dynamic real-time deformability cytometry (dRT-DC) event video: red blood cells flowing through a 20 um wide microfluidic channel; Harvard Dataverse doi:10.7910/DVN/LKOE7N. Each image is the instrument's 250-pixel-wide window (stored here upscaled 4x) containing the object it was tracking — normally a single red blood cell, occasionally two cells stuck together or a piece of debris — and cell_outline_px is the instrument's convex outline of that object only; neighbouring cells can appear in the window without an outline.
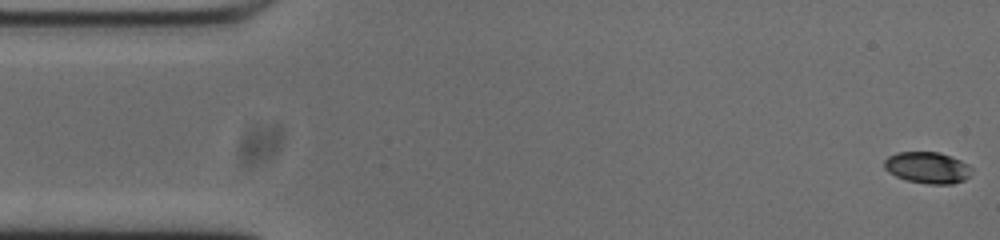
{"species": "common noctule bat (a hibernating species)", "species_latin": "Nyctalus noctula", "temperature_condition": "cold", "stored_images_in_passage": 54, "camera_frame_rate_fps": 3000, "um_per_image_px": 0.085, "animal": {"sex": "male", "body_mass_g": 20.0, "forearm_length_mm": 53.3}, "frame": {"image": 1, "passage_image": 1, "time_ms": 0.0, "image_size_px": [1000, 240], "cell_outline_px": [[972, 168], [968, 176], [964, 180], [952, 184], [928, 184], [908, 180], [896, 176], [888, 172], [884, 168], [884, 160], [888, 156], [896, 152], [940, 152], [952, 156], [968, 164]], "centroid_in_image_um": [78.82, 14.24], "position_along_channel_um": 6.2, "area_um2": 16.07}}
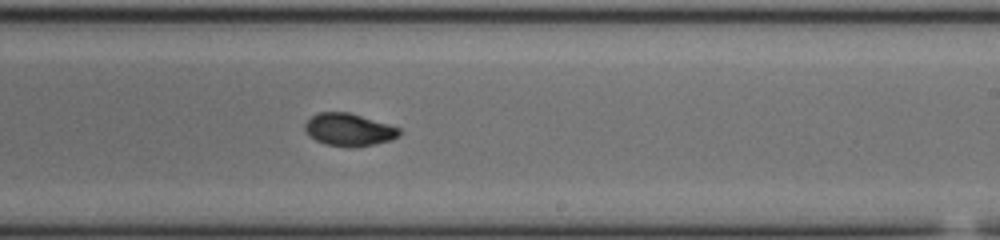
{"frame": {"image": 2, "passage_image": 31, "time_ms": 10.0, "image_size_px": [1000, 240], "cell_outline_px": [[404, 132], [400, 136], [392, 140], [356, 148], [352, 148], [324, 144], [308, 136], [304, 128], [304, 124], [312, 116], [320, 112], [348, 112], [388, 124], [400, 128]], "centroid_in_image_um": [29.68, 11.04], "position_along_channel_um": 259.3, "area_um2": 18.15}}
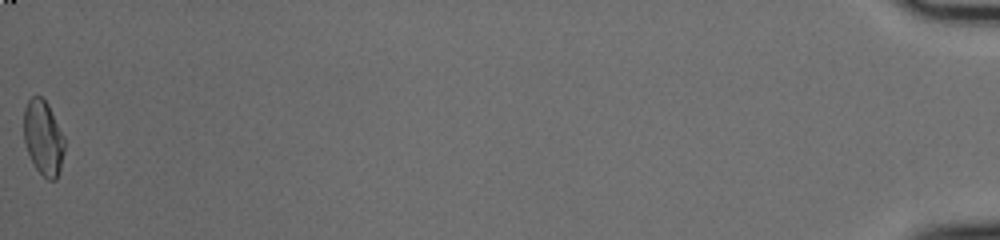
{"frame": {"image": 3, "passage_image": 54, "time_ms": 17.667, "image_size_px": [1000, 240], "cell_outline_px": [[64, 152], [60, 168], [56, 180], [48, 180], [36, 168], [28, 152], [24, 140], [24, 108], [28, 100], [32, 96], [40, 96], [48, 104], [64, 136]], "centroid_in_image_um": [3.68, 11.7], "position_along_channel_um": 431.5, "area_um2": 17.57}, "authors_computed_cell_mechanics": {"area_um2": 17.5712, "velocity_mm_per_s": 3.7305, "shape_relaxation_time_tau1_ms": 3.8086, "shape_relaxation_time_tau2_ms": 2.7737, "deformation_change_tau1": 0.1327, "deformation_change_tau2": 0.0608}}